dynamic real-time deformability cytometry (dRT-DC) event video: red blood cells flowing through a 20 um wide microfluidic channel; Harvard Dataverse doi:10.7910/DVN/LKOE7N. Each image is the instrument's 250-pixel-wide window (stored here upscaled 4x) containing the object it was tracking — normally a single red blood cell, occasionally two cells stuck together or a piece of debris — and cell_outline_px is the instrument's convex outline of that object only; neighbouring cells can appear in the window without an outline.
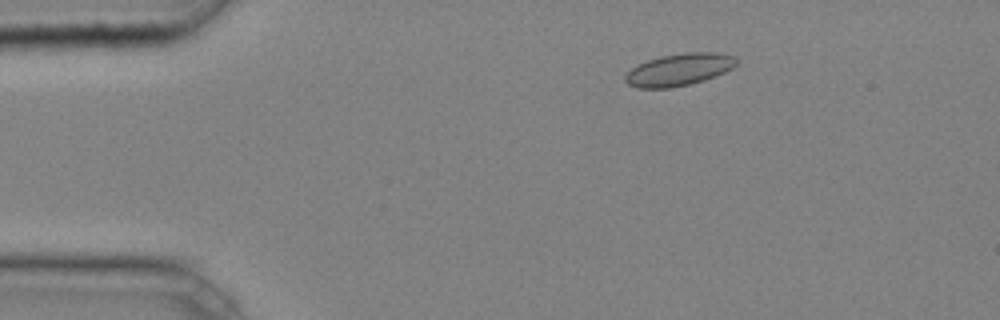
{"species": "common noctule bat (a hibernating species)", "species_latin": "Nyctalus noctula", "temperature_condition": "cold", "stored_images_in_passage": 5, "camera_frame_rate_fps": 3000, "um_per_image_px": 0.085, "animal": {"sex": "male", "body_mass_g": 20.4}, "frame": {"image": 1, "passage_image": 2, "time_ms": 0.333, "image_size_px": [1000, 320], "cell_outline_px": [[736, 64], [732, 68], [716, 76], [704, 80], [672, 88], [636, 88], [628, 84], [624, 80], [624, 76], [636, 64], [660, 56], [688, 52], [716, 52], [736, 56]], "centroid_in_image_um": [57.7, 5.92], "position_along_channel_um": 27.3, "area_um2": 20.92}}
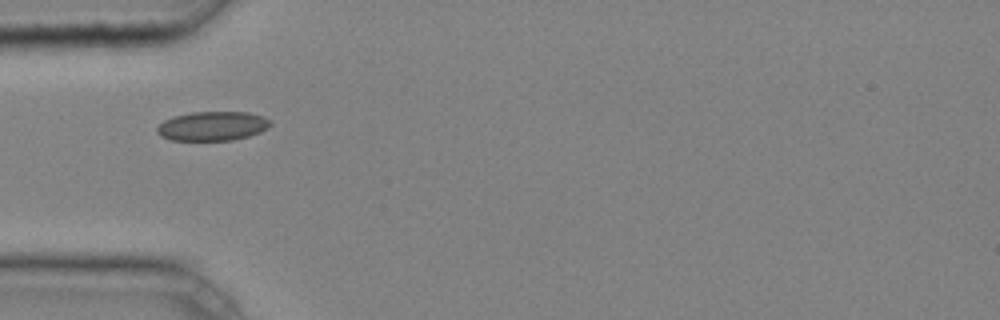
{"frame": {"image": 2, "passage_image": 4, "time_ms": 1.0, "image_size_px": [1000, 320], "cell_outline_px": [[272, 124], [268, 128], [260, 132], [248, 136], [232, 140], [172, 140], [160, 136], [156, 132], [156, 128], [164, 120], [172, 116], [192, 112], [248, 112], [264, 116], [272, 120]], "centroid_in_image_um": [18.08, 10.71], "position_along_channel_um": 66.9, "area_um2": 19.48}}
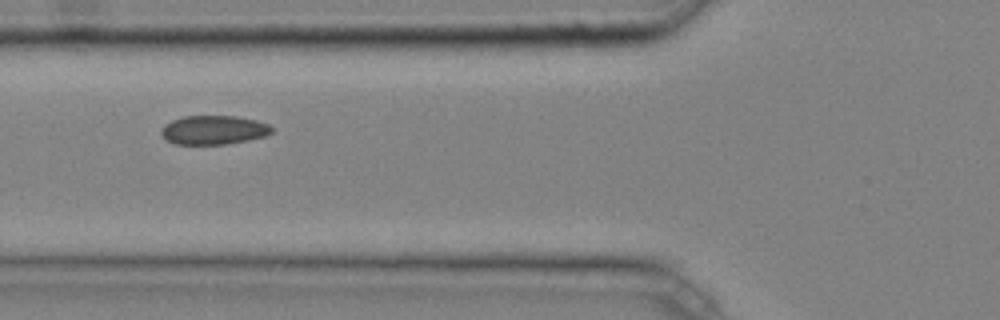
{"frame": {"image": 3, "passage_image": 5, "time_ms": 1.333, "image_size_px": [1000, 320], "cell_outline_px": [[276, 128], [268, 136], [228, 144], [172, 144], [164, 140], [160, 132], [164, 124], [172, 120], [184, 116], [236, 116], [256, 120], [268, 124]], "centroid_in_image_um": [18.17, 11.05], "position_along_channel_um": 107.6, "area_um2": 19.02}}